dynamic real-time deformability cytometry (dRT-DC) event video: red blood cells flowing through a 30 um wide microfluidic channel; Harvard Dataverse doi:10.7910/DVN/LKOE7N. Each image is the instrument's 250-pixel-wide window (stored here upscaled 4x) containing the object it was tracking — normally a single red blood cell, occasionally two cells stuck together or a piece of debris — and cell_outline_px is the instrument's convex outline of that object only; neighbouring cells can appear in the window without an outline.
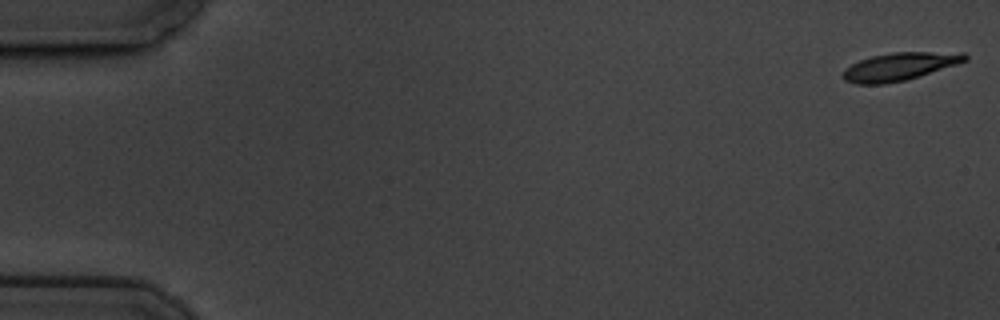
{"species": "common noctule bat (a hibernating species)", "species_latin": "Nyctalus noctula", "temperature_condition": "cold", "stored_images_in_passage": 60, "camera_frame_rate_fps": 3000, "um_per_image_px": 0.085, "animal": {"sex": "male", "body_mass_g": 19.5, "forearm_length_mm": 54.6}, "frame": {"image": 1, "passage_image": 1, "time_ms": 0.0, "image_size_px": [1000, 320], "cell_outline_px": [[968, 60], [956, 64], [904, 80], [884, 84], [856, 84], [844, 80], [840, 76], [844, 68], [860, 60], [872, 56], [892, 52], [964, 52], [968, 56]], "centroid_in_image_um": [76.41, 5.65], "position_along_channel_um": 8.6, "area_um2": 19.71}}
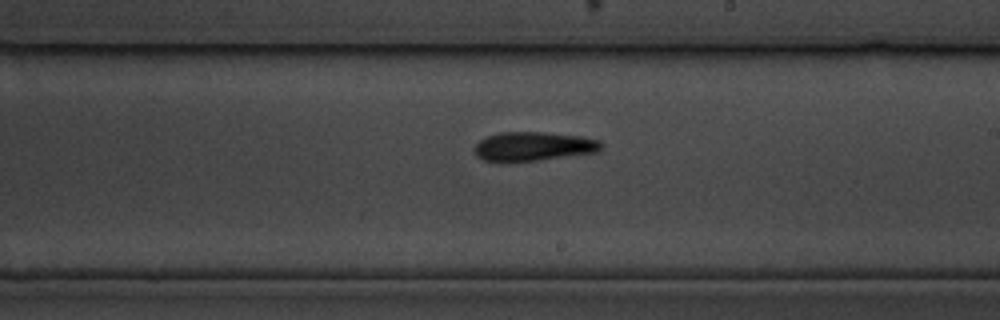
{"frame": {"image": 2, "passage_image": 35, "time_ms": 11.333, "image_size_px": [1000, 320], "cell_outline_px": [[604, 144], [596, 152], [540, 160], [500, 164], [484, 160], [476, 156], [472, 148], [480, 140], [488, 136], [500, 132], [544, 132], [576, 136], [600, 140]], "centroid_in_image_um": [45.25, 12.47], "position_along_channel_um": 243.8, "area_um2": 21.85}}
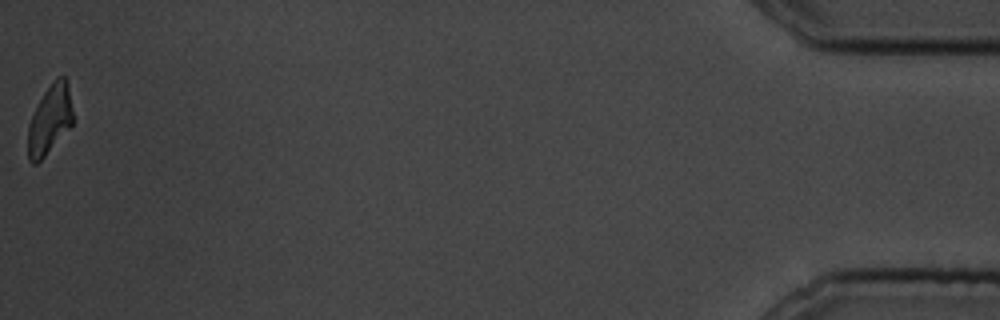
{"frame": {"image": 3, "passage_image": 60, "time_ms": 19.667, "image_size_px": [1000, 320], "cell_outline_px": [[72, 124], [44, 156], [36, 164], [32, 164], [28, 160], [28, 124], [44, 92], [60, 76], [64, 76], [68, 84], [72, 112]], "centroid_in_image_um": [4.21, 10.2], "position_along_channel_um": 431.0, "area_um2": 17.46}, "authors_computed_cell_mechanics": {"area_um2": 20.2011, "velocity_mm_per_s": 3.3607, "shape_relaxation_time_tau1_ms": 4.5385, "shape_relaxation_time_tau2_ms": 6.8714, "deformation_change_tau1": 0.1364, "deformation_change_tau2": 0.1725}}